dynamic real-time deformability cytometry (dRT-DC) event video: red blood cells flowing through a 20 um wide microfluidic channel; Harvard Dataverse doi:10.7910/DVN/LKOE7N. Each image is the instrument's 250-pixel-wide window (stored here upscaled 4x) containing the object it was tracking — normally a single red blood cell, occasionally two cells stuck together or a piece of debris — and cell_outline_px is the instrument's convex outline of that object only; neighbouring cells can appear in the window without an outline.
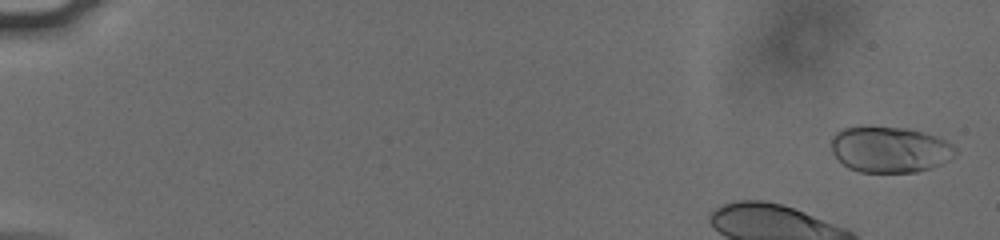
{"species": "human", "species_latin": "Homo sapiens", "temperature_condition": "cold", "stored_images_in_passage": 43, "camera_frame_rate_fps": 3000, "um_per_image_px": 0.085, "donor": {"sex": "male"}, "frame": {"image": 1, "passage_image": 2, "time_ms": 0.333, "image_size_px": [1000, 240], "cell_outline_px": [[956, 152], [948, 160], [932, 168], [916, 172], [860, 172], [848, 168], [832, 152], [832, 136], [836, 132], [844, 128], [860, 124], [872, 124], [908, 128], [924, 132], [936, 136], [952, 144], [956, 148]], "centroid_in_image_um": [75.6, 12.66], "position_along_channel_um": 9.4, "area_um2": 33.93}}
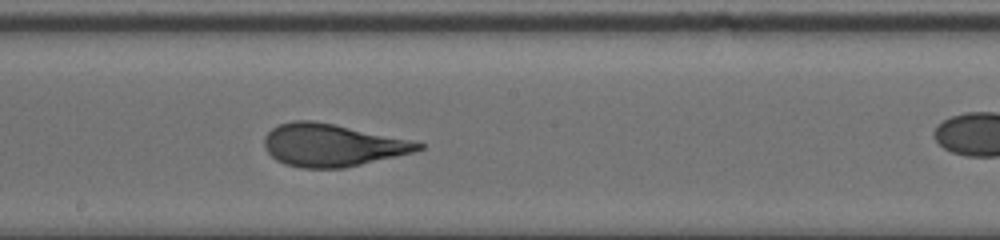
{"frame": {"image": 2, "passage_image": 29, "time_ms": 9.333, "image_size_px": [1000, 240], "cell_outline_px": [[424, 148], [412, 152], [396, 156], [344, 168], [304, 168], [284, 164], [276, 160], [264, 148], [264, 136], [272, 128], [280, 124], [292, 120], [312, 120], [332, 124], [408, 140], [424, 144]], "centroid_in_image_um": [28.15, 12.34], "position_along_channel_um": 220.0, "area_um2": 37.57}}
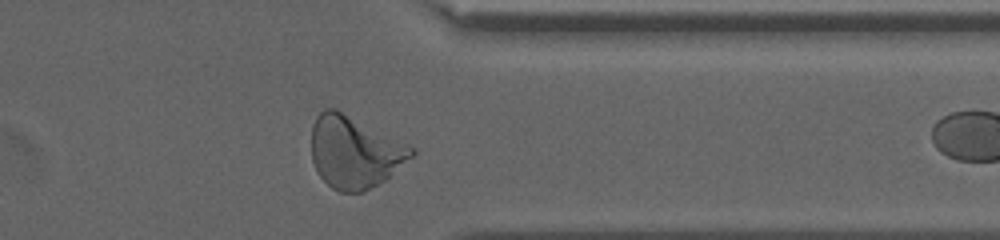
{"frame": {"image": 3, "passage_image": 42, "time_ms": 13.667, "image_size_px": [1000, 240], "cell_outline_px": [[416, 152], [412, 156], [384, 180], [364, 192], [340, 192], [332, 188], [316, 172], [312, 160], [312, 124], [316, 116], [324, 108], [336, 108], [416, 148]], "centroid_in_image_um": [30.11, 12.91], "position_along_channel_um": 381.3, "area_um2": 41.91}}